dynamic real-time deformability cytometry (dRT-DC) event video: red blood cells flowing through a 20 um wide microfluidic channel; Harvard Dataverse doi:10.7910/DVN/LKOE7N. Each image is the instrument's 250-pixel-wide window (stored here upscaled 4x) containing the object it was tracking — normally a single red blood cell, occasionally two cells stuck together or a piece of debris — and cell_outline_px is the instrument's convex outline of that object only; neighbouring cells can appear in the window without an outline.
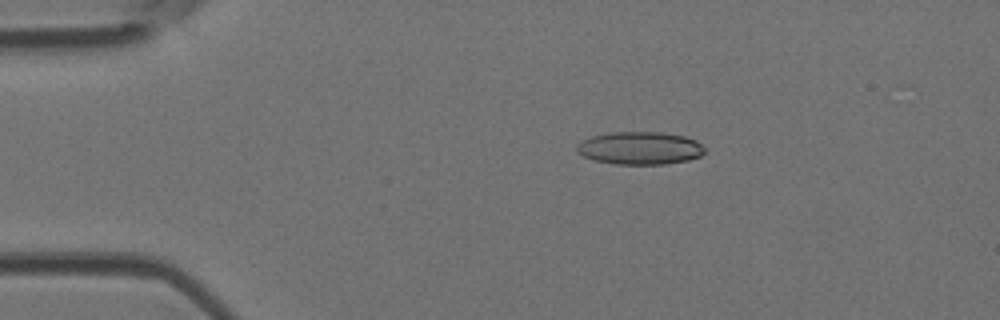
{"species": "Egyptian fruit bat (a non-hibernating species)", "species_latin": "Rousettus aegyptiacus", "temperature_condition": "room temperature", "stored_images_in_passage": 5, "camera_frame_rate_fps": 3000, "um_per_image_px": 0.085, "animal": {"sex": "female"}, "frame": {"image": 1, "passage_image": 3, "time_ms": 0.667, "image_size_px": [1000, 320], "cell_outline_px": [[704, 152], [700, 156], [688, 160], [664, 164], [612, 164], [596, 160], [584, 156], [576, 152], [576, 144], [580, 140], [592, 136], [612, 132], [660, 132], [684, 136], [696, 140], [704, 148]], "centroid_in_image_um": [54.36, 12.58], "position_along_channel_um": 30.6, "area_um2": 24.45}}
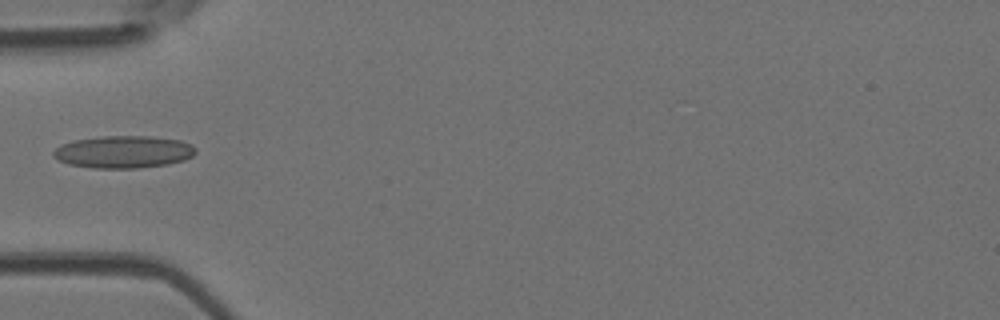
{"frame": {"image": 2, "passage_image": 5, "time_ms": 1.333, "image_size_px": [1000, 320], "cell_outline_px": [[196, 152], [192, 156], [184, 160], [168, 164], [136, 168], [92, 168], [68, 164], [52, 156], [52, 152], [56, 148], [72, 140], [104, 136], [148, 136], [180, 140], [192, 144], [196, 148]], "centroid_in_image_um": [10.51, 12.91], "position_along_channel_um": 74.5, "area_um2": 26.82}}